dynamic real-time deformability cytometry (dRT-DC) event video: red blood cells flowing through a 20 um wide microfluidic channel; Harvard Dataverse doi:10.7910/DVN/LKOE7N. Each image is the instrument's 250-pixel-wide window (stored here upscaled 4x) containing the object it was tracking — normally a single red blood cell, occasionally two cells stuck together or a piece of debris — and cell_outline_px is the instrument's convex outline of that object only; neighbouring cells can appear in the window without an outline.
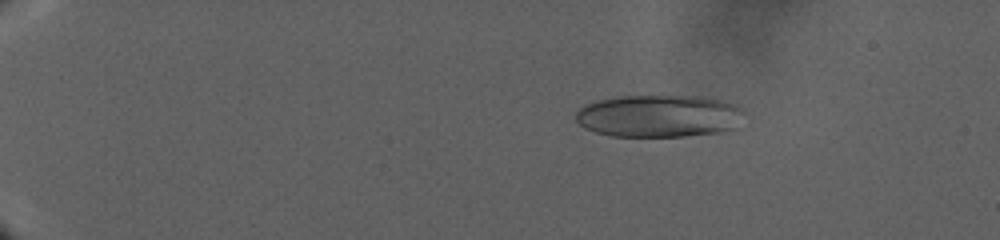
{"species": "human", "species_latin": "Homo sapiens", "temperature_condition": "warm", "stored_images_in_passage": 134, "camera_frame_rate_fps": 3000, "um_per_image_px": 0.085, "donor": {"sex": "male"}, "frame": {"image": 1, "passage_image": 24, "time_ms": 7.667, "image_size_px": [1000, 240], "cell_outline_px": [[744, 112], [732, 128], [720, 132], [684, 136], [612, 136], [596, 132], [584, 128], [576, 120], [576, 112], [584, 104], [596, 100], [620, 96], [700, 96], [720, 100], [736, 104], [744, 108]], "centroid_in_image_um": [55.98, 9.85], "position_along_channel_um": 29.0, "area_um2": 41.56}}
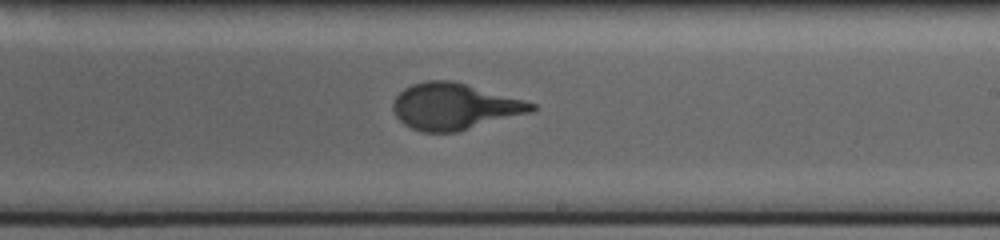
{"frame": {"image": 2, "passage_image": 87, "time_ms": 27.667, "image_size_px": [1000, 240], "cell_outline_px": [[536, 108], [532, 112], [456, 132], [420, 132], [404, 124], [396, 116], [392, 108], [392, 104], [396, 96], [404, 88], [412, 84], [424, 80], [452, 80], [524, 100], [536, 104]], "centroid_in_image_um": [38.6, 9.04], "position_along_channel_um": 250.4, "area_um2": 37.34}}
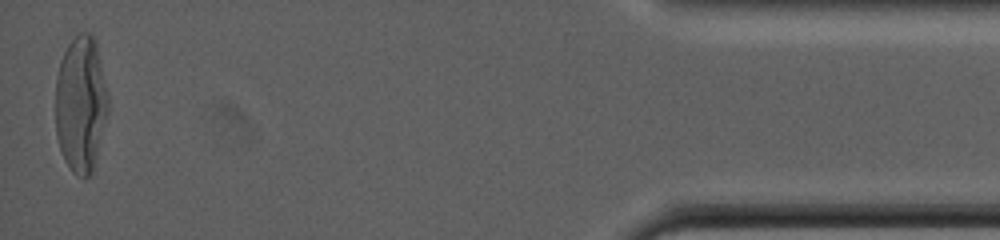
{"frame": {"image": 3, "passage_image": 134, "time_ms": 41.667, "image_size_px": [1000, 240], "cell_outline_px": [[108, 112], [92, 172], [88, 176], [76, 176], [72, 172], [64, 160], [56, 136], [56, 76], [60, 60], [68, 44], [80, 32], [88, 32], [96, 40], [108, 92]], "centroid_in_image_um": [6.87, 8.83], "position_along_channel_um": 428.3, "area_um2": 41.96}}